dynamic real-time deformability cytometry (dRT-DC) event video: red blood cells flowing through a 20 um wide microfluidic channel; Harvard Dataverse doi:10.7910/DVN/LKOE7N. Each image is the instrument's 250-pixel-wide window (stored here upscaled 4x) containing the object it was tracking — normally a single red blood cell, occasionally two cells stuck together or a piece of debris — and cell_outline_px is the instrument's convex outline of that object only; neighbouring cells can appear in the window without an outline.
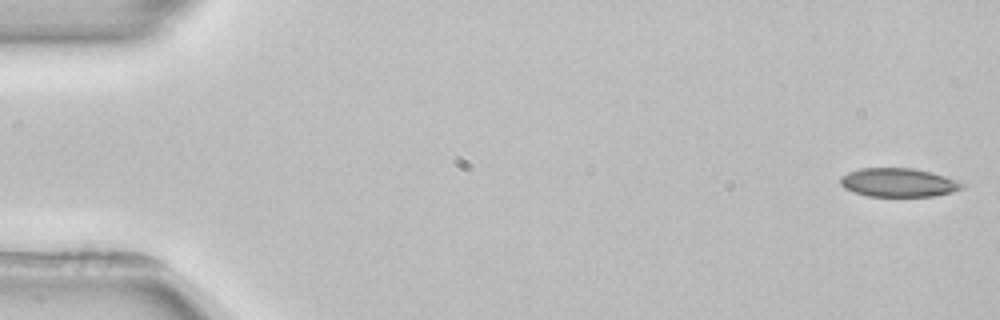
{"species": "common noctule bat (a hibernating species)", "species_latin": "Nyctalus noctula", "temperature_condition": "room temperature", "stored_images_in_passage": 4, "camera_frame_rate_fps": 3000, "um_per_image_px": 0.085, "animal": {"sex": "female", "body_mass_g": 22.7, "forearm_length_mm": 54.2}, "frame": {"image": 1, "passage_image": 1, "time_ms": 0.0, "image_size_px": [1000, 320], "cell_outline_px": [[964, 188], [952, 192], [936, 196], [868, 196], [844, 188], [840, 184], [840, 176], [848, 172], [860, 168], [912, 168], [932, 172], [944, 176], [964, 184]], "centroid_in_image_um": [76.35, 15.51], "position_along_channel_um": 8.7, "area_um2": 20.29}}
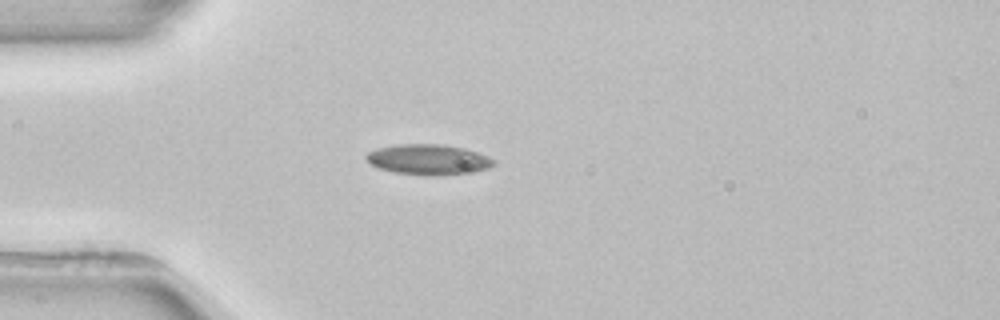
{"frame": {"image": 2, "passage_image": 4, "time_ms": 4.333, "image_size_px": [1000, 320], "cell_outline_px": [[496, 164], [488, 168], [472, 172], [440, 176], [432, 176], [396, 172], [380, 168], [372, 164], [364, 156], [368, 152], [376, 148], [396, 144], [444, 144], [464, 148], [488, 156], [496, 160]], "centroid_in_image_um": [36.45, 13.55], "position_along_channel_um": 48.6, "area_um2": 22.66}}